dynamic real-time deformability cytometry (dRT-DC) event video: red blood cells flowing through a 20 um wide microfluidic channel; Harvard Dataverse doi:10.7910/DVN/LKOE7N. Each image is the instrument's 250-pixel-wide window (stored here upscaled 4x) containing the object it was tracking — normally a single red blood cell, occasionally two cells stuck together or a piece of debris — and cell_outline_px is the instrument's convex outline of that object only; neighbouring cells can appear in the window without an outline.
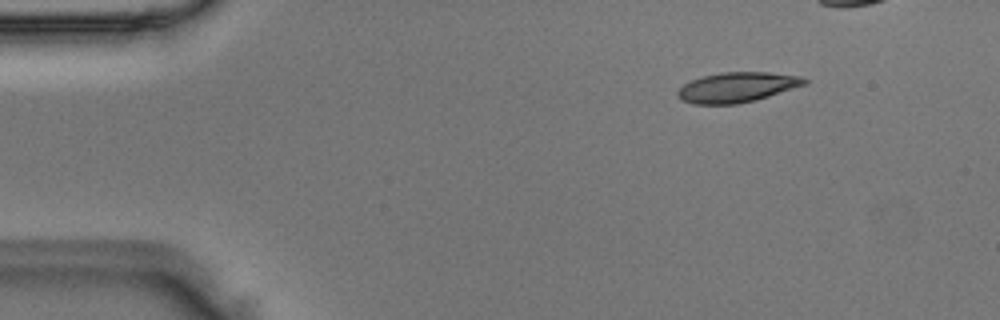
{"species": "Egyptian fruit bat (a non-hibernating species)", "species_latin": "Rousettus aegyptiacus", "temperature_condition": "room temperature", "stored_images_in_passage": 10, "camera_frame_rate_fps": 3000, "um_per_image_px": 0.085, "animal": {"sex": "male"}, "frame": {"image": 1, "passage_image": 1, "time_ms": 0.0, "image_size_px": [1000, 320], "cell_outline_px": [[808, 84], [756, 100], [736, 104], [696, 104], [684, 100], [676, 92], [684, 84], [692, 80], [704, 76], [720, 72], [768, 72], [800, 76], [808, 80]], "centroid_in_image_um": [62.71, 7.41], "position_along_channel_um": 22.3, "area_um2": 22.02}}